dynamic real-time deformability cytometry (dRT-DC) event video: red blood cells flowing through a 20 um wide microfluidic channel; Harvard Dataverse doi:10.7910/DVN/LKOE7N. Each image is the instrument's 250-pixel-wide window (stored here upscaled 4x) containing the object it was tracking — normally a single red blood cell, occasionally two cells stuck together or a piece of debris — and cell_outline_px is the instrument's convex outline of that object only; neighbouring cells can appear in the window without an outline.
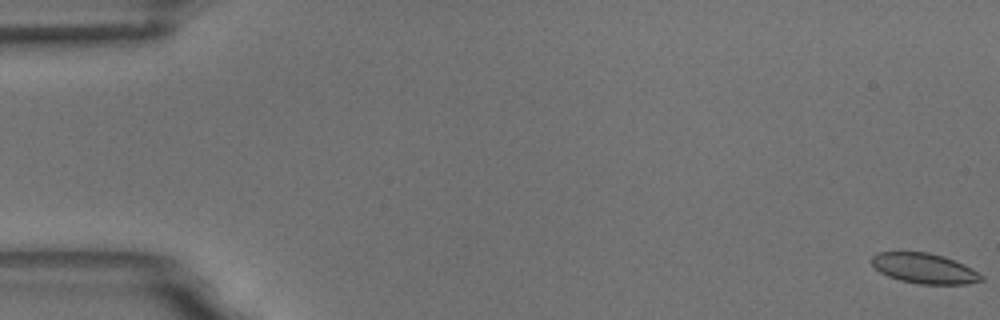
{"species": "common noctule bat (a hibernating species)", "species_latin": "Nyctalus noctula", "temperature_condition": "room temperature", "stored_images_in_passage": 60, "camera_frame_rate_fps": 3000, "um_per_image_px": 0.085, "animal": {"sex": "male", "body_mass_g": 18.8}, "frame": {"image": 1, "passage_image": 1, "time_ms": 0.0, "image_size_px": [1000, 320], "cell_outline_px": [[984, 280], [968, 284], [920, 284], [900, 280], [888, 276], [880, 272], [872, 264], [872, 256], [876, 252], [928, 252], [944, 256], [964, 264], [972, 268], [984, 276]], "centroid_in_image_um": [78.6, 22.81], "position_along_channel_um": 6.4, "area_um2": 19.36}}
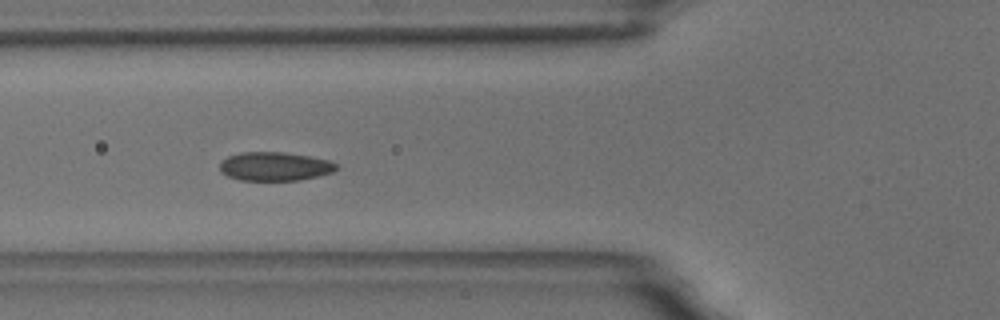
{"frame": {"image": 2, "passage_image": 23, "time_ms": 7.333, "image_size_px": [1000, 320], "cell_outline_px": [[336, 168], [332, 172], [300, 180], [240, 180], [228, 176], [220, 172], [220, 164], [228, 156], [240, 152], [284, 152], [308, 156], [328, 160], [336, 164]], "centroid_in_image_um": [23.32, 14.14], "position_along_channel_um": 102.5, "area_um2": 19.31}}
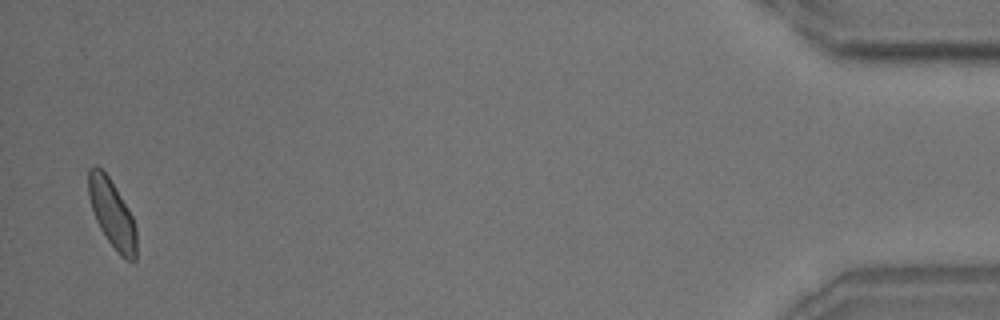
{"frame": {"image": 3, "passage_image": 59, "time_ms": 19.333, "image_size_px": [1000, 320], "cell_outline_px": [[136, 260], [128, 260], [120, 256], [116, 252], [100, 228], [96, 220], [88, 196], [88, 168], [92, 164], [96, 164], [108, 176], [128, 208], [132, 216], [136, 228]], "centroid_in_image_um": [9.51, 18.14], "position_along_channel_um": 425.7, "area_um2": 18.96}, "authors_computed_cell_mechanics": {"area_um2": 19.5075, "velocity_mm_per_s": 3.4151, "shape_relaxation_time_tau1_ms": 2.9227, "shape_relaxation_time_tau2_ms": 2.229, "deformation_change_tau1": 0.0781, "deformation_change_tau2": 0.0634}}